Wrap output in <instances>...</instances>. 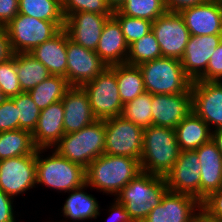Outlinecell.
Listing matches in <instances>:
<instances>
[{"label": "cell", "mask_w": 222, "mask_h": 222, "mask_svg": "<svg viewBox=\"0 0 222 222\" xmlns=\"http://www.w3.org/2000/svg\"><path fill=\"white\" fill-rule=\"evenodd\" d=\"M140 161L128 156L102 154L85 169L86 183L92 190L114 198L139 173Z\"/></svg>", "instance_id": "obj_1"}, {"label": "cell", "mask_w": 222, "mask_h": 222, "mask_svg": "<svg viewBox=\"0 0 222 222\" xmlns=\"http://www.w3.org/2000/svg\"><path fill=\"white\" fill-rule=\"evenodd\" d=\"M85 182V168L83 166L60 156L52 148L36 150L37 189L40 186L47 187L63 195V193L66 194V192L80 187Z\"/></svg>", "instance_id": "obj_2"}, {"label": "cell", "mask_w": 222, "mask_h": 222, "mask_svg": "<svg viewBox=\"0 0 222 222\" xmlns=\"http://www.w3.org/2000/svg\"><path fill=\"white\" fill-rule=\"evenodd\" d=\"M180 154L175 129L151 125L143 131L141 171L165 177Z\"/></svg>", "instance_id": "obj_3"}, {"label": "cell", "mask_w": 222, "mask_h": 222, "mask_svg": "<svg viewBox=\"0 0 222 222\" xmlns=\"http://www.w3.org/2000/svg\"><path fill=\"white\" fill-rule=\"evenodd\" d=\"M167 191L164 177L141 172L115 198L124 205L133 222H142Z\"/></svg>", "instance_id": "obj_4"}, {"label": "cell", "mask_w": 222, "mask_h": 222, "mask_svg": "<svg viewBox=\"0 0 222 222\" xmlns=\"http://www.w3.org/2000/svg\"><path fill=\"white\" fill-rule=\"evenodd\" d=\"M52 149L60 156L86 169L94 159L104 154V120L97 119L77 132L64 134Z\"/></svg>", "instance_id": "obj_5"}, {"label": "cell", "mask_w": 222, "mask_h": 222, "mask_svg": "<svg viewBox=\"0 0 222 222\" xmlns=\"http://www.w3.org/2000/svg\"><path fill=\"white\" fill-rule=\"evenodd\" d=\"M144 88L150 94L191 93L192 81L179 59L159 57L139 65Z\"/></svg>", "instance_id": "obj_6"}, {"label": "cell", "mask_w": 222, "mask_h": 222, "mask_svg": "<svg viewBox=\"0 0 222 222\" xmlns=\"http://www.w3.org/2000/svg\"><path fill=\"white\" fill-rule=\"evenodd\" d=\"M5 28L13 53H30L61 30L54 22L19 13Z\"/></svg>", "instance_id": "obj_7"}, {"label": "cell", "mask_w": 222, "mask_h": 222, "mask_svg": "<svg viewBox=\"0 0 222 222\" xmlns=\"http://www.w3.org/2000/svg\"><path fill=\"white\" fill-rule=\"evenodd\" d=\"M87 93L92 112L98 120L120 116V99L114 65L105 68L95 79L81 86Z\"/></svg>", "instance_id": "obj_8"}, {"label": "cell", "mask_w": 222, "mask_h": 222, "mask_svg": "<svg viewBox=\"0 0 222 222\" xmlns=\"http://www.w3.org/2000/svg\"><path fill=\"white\" fill-rule=\"evenodd\" d=\"M104 122V154L128 156L140 161L144 129L121 115L104 119Z\"/></svg>", "instance_id": "obj_9"}, {"label": "cell", "mask_w": 222, "mask_h": 222, "mask_svg": "<svg viewBox=\"0 0 222 222\" xmlns=\"http://www.w3.org/2000/svg\"><path fill=\"white\" fill-rule=\"evenodd\" d=\"M36 188V155L0 160V189L17 200Z\"/></svg>", "instance_id": "obj_10"}, {"label": "cell", "mask_w": 222, "mask_h": 222, "mask_svg": "<svg viewBox=\"0 0 222 222\" xmlns=\"http://www.w3.org/2000/svg\"><path fill=\"white\" fill-rule=\"evenodd\" d=\"M152 32L160 45L163 57L181 60L190 32L180 12L167 11L158 17L152 22Z\"/></svg>", "instance_id": "obj_11"}, {"label": "cell", "mask_w": 222, "mask_h": 222, "mask_svg": "<svg viewBox=\"0 0 222 222\" xmlns=\"http://www.w3.org/2000/svg\"><path fill=\"white\" fill-rule=\"evenodd\" d=\"M191 94L192 111L211 130L222 128V84L217 81H194Z\"/></svg>", "instance_id": "obj_12"}, {"label": "cell", "mask_w": 222, "mask_h": 222, "mask_svg": "<svg viewBox=\"0 0 222 222\" xmlns=\"http://www.w3.org/2000/svg\"><path fill=\"white\" fill-rule=\"evenodd\" d=\"M164 178L169 191L187 194L200 201V163L194 150L180 151L177 161Z\"/></svg>", "instance_id": "obj_13"}, {"label": "cell", "mask_w": 222, "mask_h": 222, "mask_svg": "<svg viewBox=\"0 0 222 222\" xmlns=\"http://www.w3.org/2000/svg\"><path fill=\"white\" fill-rule=\"evenodd\" d=\"M107 67L95 51L67 39V81L70 86L81 87Z\"/></svg>", "instance_id": "obj_14"}, {"label": "cell", "mask_w": 222, "mask_h": 222, "mask_svg": "<svg viewBox=\"0 0 222 222\" xmlns=\"http://www.w3.org/2000/svg\"><path fill=\"white\" fill-rule=\"evenodd\" d=\"M200 210L201 202L195 197L168 190L142 222H193Z\"/></svg>", "instance_id": "obj_15"}, {"label": "cell", "mask_w": 222, "mask_h": 222, "mask_svg": "<svg viewBox=\"0 0 222 222\" xmlns=\"http://www.w3.org/2000/svg\"><path fill=\"white\" fill-rule=\"evenodd\" d=\"M152 125L175 128L192 111V94H153Z\"/></svg>", "instance_id": "obj_16"}, {"label": "cell", "mask_w": 222, "mask_h": 222, "mask_svg": "<svg viewBox=\"0 0 222 222\" xmlns=\"http://www.w3.org/2000/svg\"><path fill=\"white\" fill-rule=\"evenodd\" d=\"M112 15H102L91 12H77L65 18L64 29L69 35V39L75 44L95 51L104 23Z\"/></svg>", "instance_id": "obj_17"}, {"label": "cell", "mask_w": 222, "mask_h": 222, "mask_svg": "<svg viewBox=\"0 0 222 222\" xmlns=\"http://www.w3.org/2000/svg\"><path fill=\"white\" fill-rule=\"evenodd\" d=\"M221 41L222 35H190L180 61L185 74L192 82L205 73L210 57Z\"/></svg>", "instance_id": "obj_18"}, {"label": "cell", "mask_w": 222, "mask_h": 222, "mask_svg": "<svg viewBox=\"0 0 222 222\" xmlns=\"http://www.w3.org/2000/svg\"><path fill=\"white\" fill-rule=\"evenodd\" d=\"M190 35H222V2L204 1L180 11Z\"/></svg>", "instance_id": "obj_19"}, {"label": "cell", "mask_w": 222, "mask_h": 222, "mask_svg": "<svg viewBox=\"0 0 222 222\" xmlns=\"http://www.w3.org/2000/svg\"><path fill=\"white\" fill-rule=\"evenodd\" d=\"M64 107V133L81 130L97 120L94 116L85 90L80 86H71L62 99Z\"/></svg>", "instance_id": "obj_20"}, {"label": "cell", "mask_w": 222, "mask_h": 222, "mask_svg": "<svg viewBox=\"0 0 222 222\" xmlns=\"http://www.w3.org/2000/svg\"><path fill=\"white\" fill-rule=\"evenodd\" d=\"M87 189L91 190L85 182L80 187L67 192V195H69L66 197L65 202L62 203V208H60V215L65 220L62 218V220H56V222H84L101 216L100 208L102 207L99 201L93 194L88 193Z\"/></svg>", "instance_id": "obj_21"}, {"label": "cell", "mask_w": 222, "mask_h": 222, "mask_svg": "<svg viewBox=\"0 0 222 222\" xmlns=\"http://www.w3.org/2000/svg\"><path fill=\"white\" fill-rule=\"evenodd\" d=\"M200 163V202L210 193L222 188V154L210 140L196 150Z\"/></svg>", "instance_id": "obj_22"}, {"label": "cell", "mask_w": 222, "mask_h": 222, "mask_svg": "<svg viewBox=\"0 0 222 222\" xmlns=\"http://www.w3.org/2000/svg\"><path fill=\"white\" fill-rule=\"evenodd\" d=\"M64 107L62 100L41 110L38 123L32 133L33 142L39 148H53L64 133Z\"/></svg>", "instance_id": "obj_23"}, {"label": "cell", "mask_w": 222, "mask_h": 222, "mask_svg": "<svg viewBox=\"0 0 222 222\" xmlns=\"http://www.w3.org/2000/svg\"><path fill=\"white\" fill-rule=\"evenodd\" d=\"M95 53L107 66L126 63L129 45L125 40L120 24L113 16L104 23Z\"/></svg>", "instance_id": "obj_24"}, {"label": "cell", "mask_w": 222, "mask_h": 222, "mask_svg": "<svg viewBox=\"0 0 222 222\" xmlns=\"http://www.w3.org/2000/svg\"><path fill=\"white\" fill-rule=\"evenodd\" d=\"M68 33L63 28L51 39L35 47L30 54L40 61L51 75L67 79V39Z\"/></svg>", "instance_id": "obj_25"}, {"label": "cell", "mask_w": 222, "mask_h": 222, "mask_svg": "<svg viewBox=\"0 0 222 222\" xmlns=\"http://www.w3.org/2000/svg\"><path fill=\"white\" fill-rule=\"evenodd\" d=\"M180 151L196 150L211 140L209 125L191 111L175 128Z\"/></svg>", "instance_id": "obj_26"}, {"label": "cell", "mask_w": 222, "mask_h": 222, "mask_svg": "<svg viewBox=\"0 0 222 222\" xmlns=\"http://www.w3.org/2000/svg\"><path fill=\"white\" fill-rule=\"evenodd\" d=\"M15 65L22 92L30 91L51 75L30 53H15Z\"/></svg>", "instance_id": "obj_27"}, {"label": "cell", "mask_w": 222, "mask_h": 222, "mask_svg": "<svg viewBox=\"0 0 222 222\" xmlns=\"http://www.w3.org/2000/svg\"><path fill=\"white\" fill-rule=\"evenodd\" d=\"M38 148L33 142L32 133L16 129L0 132V160L24 155H36Z\"/></svg>", "instance_id": "obj_28"}, {"label": "cell", "mask_w": 222, "mask_h": 222, "mask_svg": "<svg viewBox=\"0 0 222 222\" xmlns=\"http://www.w3.org/2000/svg\"><path fill=\"white\" fill-rule=\"evenodd\" d=\"M117 85L123 105L145 92L144 81L139 66L115 64Z\"/></svg>", "instance_id": "obj_29"}, {"label": "cell", "mask_w": 222, "mask_h": 222, "mask_svg": "<svg viewBox=\"0 0 222 222\" xmlns=\"http://www.w3.org/2000/svg\"><path fill=\"white\" fill-rule=\"evenodd\" d=\"M18 13L54 22L60 29L65 26L61 0H19Z\"/></svg>", "instance_id": "obj_30"}, {"label": "cell", "mask_w": 222, "mask_h": 222, "mask_svg": "<svg viewBox=\"0 0 222 222\" xmlns=\"http://www.w3.org/2000/svg\"><path fill=\"white\" fill-rule=\"evenodd\" d=\"M67 79L63 76L50 75L35 88L28 91L40 110L46 109L50 104L63 99L65 92L70 88Z\"/></svg>", "instance_id": "obj_31"}, {"label": "cell", "mask_w": 222, "mask_h": 222, "mask_svg": "<svg viewBox=\"0 0 222 222\" xmlns=\"http://www.w3.org/2000/svg\"><path fill=\"white\" fill-rule=\"evenodd\" d=\"M152 94L144 92L123 106L121 116L134 124L148 128L152 125Z\"/></svg>", "instance_id": "obj_32"}, {"label": "cell", "mask_w": 222, "mask_h": 222, "mask_svg": "<svg viewBox=\"0 0 222 222\" xmlns=\"http://www.w3.org/2000/svg\"><path fill=\"white\" fill-rule=\"evenodd\" d=\"M159 57H162L160 45L151 31L129 46L126 64L139 66Z\"/></svg>", "instance_id": "obj_33"}, {"label": "cell", "mask_w": 222, "mask_h": 222, "mask_svg": "<svg viewBox=\"0 0 222 222\" xmlns=\"http://www.w3.org/2000/svg\"><path fill=\"white\" fill-rule=\"evenodd\" d=\"M118 11L123 15L153 22L164 15L167 8L164 0H126Z\"/></svg>", "instance_id": "obj_34"}, {"label": "cell", "mask_w": 222, "mask_h": 222, "mask_svg": "<svg viewBox=\"0 0 222 222\" xmlns=\"http://www.w3.org/2000/svg\"><path fill=\"white\" fill-rule=\"evenodd\" d=\"M11 98L17 107L19 129L33 133L37 126L41 110L28 92L19 93Z\"/></svg>", "instance_id": "obj_35"}, {"label": "cell", "mask_w": 222, "mask_h": 222, "mask_svg": "<svg viewBox=\"0 0 222 222\" xmlns=\"http://www.w3.org/2000/svg\"><path fill=\"white\" fill-rule=\"evenodd\" d=\"M112 16L120 24L129 46L152 31V22L149 20L123 15L118 10L113 11Z\"/></svg>", "instance_id": "obj_36"}, {"label": "cell", "mask_w": 222, "mask_h": 222, "mask_svg": "<svg viewBox=\"0 0 222 222\" xmlns=\"http://www.w3.org/2000/svg\"><path fill=\"white\" fill-rule=\"evenodd\" d=\"M0 87L5 97L22 93L15 65V53L9 59L0 62Z\"/></svg>", "instance_id": "obj_37"}, {"label": "cell", "mask_w": 222, "mask_h": 222, "mask_svg": "<svg viewBox=\"0 0 222 222\" xmlns=\"http://www.w3.org/2000/svg\"><path fill=\"white\" fill-rule=\"evenodd\" d=\"M64 18L77 12L112 15L105 0H61Z\"/></svg>", "instance_id": "obj_38"}, {"label": "cell", "mask_w": 222, "mask_h": 222, "mask_svg": "<svg viewBox=\"0 0 222 222\" xmlns=\"http://www.w3.org/2000/svg\"><path fill=\"white\" fill-rule=\"evenodd\" d=\"M17 107L10 97L0 101V132L19 129Z\"/></svg>", "instance_id": "obj_39"}, {"label": "cell", "mask_w": 222, "mask_h": 222, "mask_svg": "<svg viewBox=\"0 0 222 222\" xmlns=\"http://www.w3.org/2000/svg\"><path fill=\"white\" fill-rule=\"evenodd\" d=\"M222 79V41L215 49L205 73L197 81H217Z\"/></svg>", "instance_id": "obj_40"}, {"label": "cell", "mask_w": 222, "mask_h": 222, "mask_svg": "<svg viewBox=\"0 0 222 222\" xmlns=\"http://www.w3.org/2000/svg\"><path fill=\"white\" fill-rule=\"evenodd\" d=\"M201 210L209 217L222 221V188L210 193L201 202Z\"/></svg>", "instance_id": "obj_41"}, {"label": "cell", "mask_w": 222, "mask_h": 222, "mask_svg": "<svg viewBox=\"0 0 222 222\" xmlns=\"http://www.w3.org/2000/svg\"><path fill=\"white\" fill-rule=\"evenodd\" d=\"M15 199L8 196L3 190L0 189V222H19L20 216L14 209H16ZM14 202V203H13ZM17 215V216H16ZM17 217V220H16Z\"/></svg>", "instance_id": "obj_42"}, {"label": "cell", "mask_w": 222, "mask_h": 222, "mask_svg": "<svg viewBox=\"0 0 222 222\" xmlns=\"http://www.w3.org/2000/svg\"><path fill=\"white\" fill-rule=\"evenodd\" d=\"M107 209L100 208V210H106V213H109L106 214L108 218L106 221L104 220V222H133L124 205L116 198L109 203V206L107 205Z\"/></svg>", "instance_id": "obj_43"}, {"label": "cell", "mask_w": 222, "mask_h": 222, "mask_svg": "<svg viewBox=\"0 0 222 222\" xmlns=\"http://www.w3.org/2000/svg\"><path fill=\"white\" fill-rule=\"evenodd\" d=\"M19 12V0H0V25L6 26Z\"/></svg>", "instance_id": "obj_44"}, {"label": "cell", "mask_w": 222, "mask_h": 222, "mask_svg": "<svg viewBox=\"0 0 222 222\" xmlns=\"http://www.w3.org/2000/svg\"><path fill=\"white\" fill-rule=\"evenodd\" d=\"M5 26L0 25V62L13 56Z\"/></svg>", "instance_id": "obj_45"}, {"label": "cell", "mask_w": 222, "mask_h": 222, "mask_svg": "<svg viewBox=\"0 0 222 222\" xmlns=\"http://www.w3.org/2000/svg\"><path fill=\"white\" fill-rule=\"evenodd\" d=\"M204 0H164L167 11L180 12L187 7L196 6L203 3Z\"/></svg>", "instance_id": "obj_46"}, {"label": "cell", "mask_w": 222, "mask_h": 222, "mask_svg": "<svg viewBox=\"0 0 222 222\" xmlns=\"http://www.w3.org/2000/svg\"><path fill=\"white\" fill-rule=\"evenodd\" d=\"M211 140L216 144L217 149L222 154V128L212 130Z\"/></svg>", "instance_id": "obj_47"}, {"label": "cell", "mask_w": 222, "mask_h": 222, "mask_svg": "<svg viewBox=\"0 0 222 222\" xmlns=\"http://www.w3.org/2000/svg\"><path fill=\"white\" fill-rule=\"evenodd\" d=\"M193 222H222V221L221 220L213 219V218L209 217L205 212L200 210L196 214Z\"/></svg>", "instance_id": "obj_48"}, {"label": "cell", "mask_w": 222, "mask_h": 222, "mask_svg": "<svg viewBox=\"0 0 222 222\" xmlns=\"http://www.w3.org/2000/svg\"><path fill=\"white\" fill-rule=\"evenodd\" d=\"M108 7L113 11L119 10L126 0H105Z\"/></svg>", "instance_id": "obj_49"}, {"label": "cell", "mask_w": 222, "mask_h": 222, "mask_svg": "<svg viewBox=\"0 0 222 222\" xmlns=\"http://www.w3.org/2000/svg\"><path fill=\"white\" fill-rule=\"evenodd\" d=\"M5 98V96L3 95L2 91H1V87H0V101H2Z\"/></svg>", "instance_id": "obj_50"}, {"label": "cell", "mask_w": 222, "mask_h": 222, "mask_svg": "<svg viewBox=\"0 0 222 222\" xmlns=\"http://www.w3.org/2000/svg\"><path fill=\"white\" fill-rule=\"evenodd\" d=\"M204 1L222 2V0H204Z\"/></svg>", "instance_id": "obj_51"}]
</instances>
